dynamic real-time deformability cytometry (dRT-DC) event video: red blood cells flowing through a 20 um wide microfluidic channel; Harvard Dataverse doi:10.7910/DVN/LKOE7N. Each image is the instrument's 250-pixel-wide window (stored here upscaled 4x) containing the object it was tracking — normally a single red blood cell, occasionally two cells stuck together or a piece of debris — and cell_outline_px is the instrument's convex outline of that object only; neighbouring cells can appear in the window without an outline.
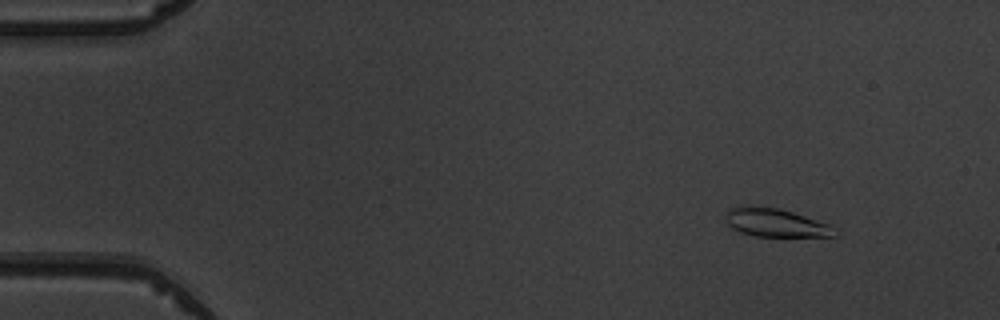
{"species": "common noctule bat (a hibernating species)", "species_latin": "Nyctalus noctula", "temperature_condition": "warm", "stored_images_in_passage": 4, "camera_frame_rate_fps": 3000, "um_per_image_px": 0.085, "animal": {"sex": "male", "body_mass_g": 19.5, "forearm_length_mm": 54.6}, "frame": {"image": 1, "passage_image": 1, "time_ms": 0.0, "image_size_px": [1000, 320], "cell_outline_px": [[840, 232], [836, 236], [756, 236], [740, 232], [732, 228], [724, 220], [724, 216], [732, 208], [740, 204], [780, 208], [828, 224], [836, 228]], "centroid_in_image_um": [65.9, 18.92], "position_along_channel_um": 19.1, "area_um2": 18.15}}